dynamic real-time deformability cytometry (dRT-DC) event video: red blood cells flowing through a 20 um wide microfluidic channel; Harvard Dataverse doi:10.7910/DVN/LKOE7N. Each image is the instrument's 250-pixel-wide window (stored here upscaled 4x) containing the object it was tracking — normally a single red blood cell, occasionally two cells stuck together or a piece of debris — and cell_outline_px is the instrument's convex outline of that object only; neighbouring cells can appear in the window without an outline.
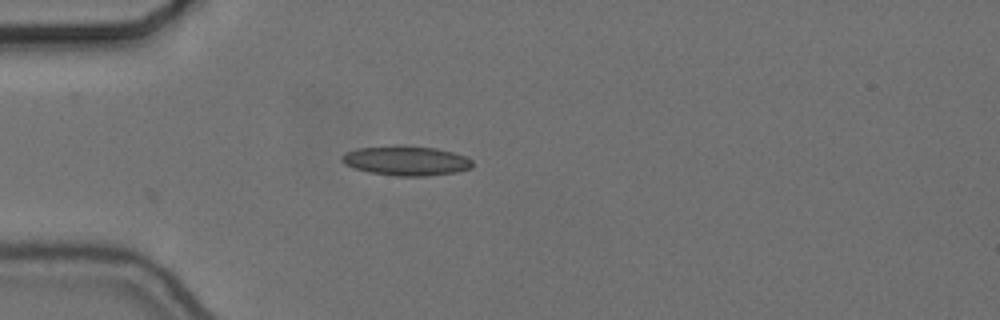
{"species": "common noctule bat (a hibernating species)", "species_latin": "Nyctalus noctula", "temperature_condition": "cold", "stored_images_in_passage": 3, "camera_frame_rate_fps": 3000, "um_per_image_px": 0.085, "animal": {"sex": "female", "body_mass_g": 24.6, "forearm_length_mm": 56.2}, "frame": {"image": 1, "passage_image": 1, "time_ms": 0.0, "image_size_px": [1000, 320], "cell_outline_px": [[472, 168], [456, 172], [424, 176], [396, 176], [368, 172], [344, 164], [340, 160], [340, 156], [344, 152], [356, 148], [392, 144], [400, 144], [436, 148], [452, 152], [464, 156], [472, 160]], "centroid_in_image_um": [34.46, 13.63], "position_along_channel_um": 50.5, "area_um2": 22.95}}